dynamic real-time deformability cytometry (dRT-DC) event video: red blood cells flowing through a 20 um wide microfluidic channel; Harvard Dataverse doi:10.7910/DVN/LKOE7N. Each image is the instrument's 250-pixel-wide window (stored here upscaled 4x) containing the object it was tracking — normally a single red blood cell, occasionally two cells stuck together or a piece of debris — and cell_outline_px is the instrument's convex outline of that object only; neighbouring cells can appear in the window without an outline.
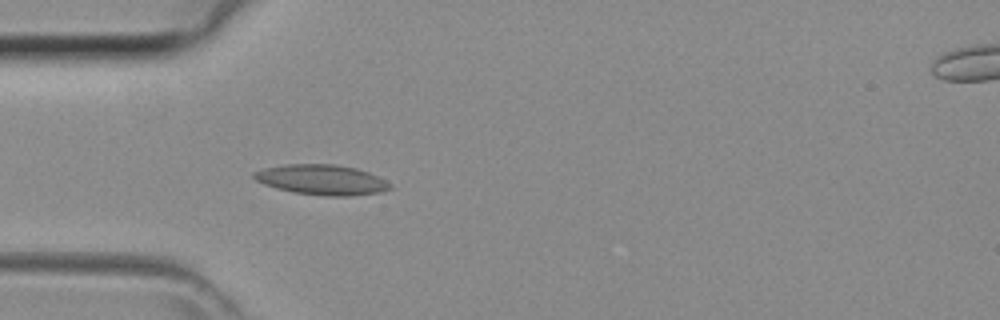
{"species": "common noctule bat (a hibernating species)", "species_latin": "Nyctalus noctula", "temperature_condition": "room temperature", "stored_images_in_passage": 43, "camera_frame_rate_fps": 3000, "um_per_image_px": 0.085, "animal": {"sex": "female", "body_mass_g": 29.2, "forearm_length_mm": 56.3}, "frame": {"image": 1, "passage_image": 13, "time_ms": 4.0, "image_size_px": [1000, 320], "cell_outline_px": [[392, 188], [380, 192], [348, 196], [324, 196], [292, 192], [276, 188], [264, 184], [256, 180], [252, 176], [252, 172], [264, 168], [288, 164], [336, 164], [356, 168], [368, 172], [392, 184]], "centroid_in_image_um": [27.33, 15.28], "position_along_channel_um": 57.7, "area_um2": 23.93}}
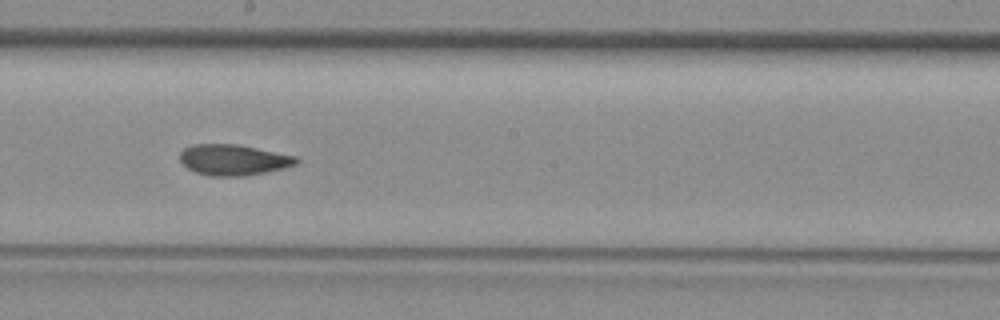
{"frame": {"image": 2, "passage_image": 24, "time_ms": 7.667, "image_size_px": [1000, 320], "cell_outline_px": [[300, 160], [296, 164], [264, 172], [244, 176], [208, 176], [196, 172], [188, 168], [180, 160], [180, 152], [184, 148], [192, 144], [236, 144], [296, 156]], "centroid_in_image_um": [19.8, 13.58], "position_along_channel_um": 228.4, "area_um2": 20.69}}
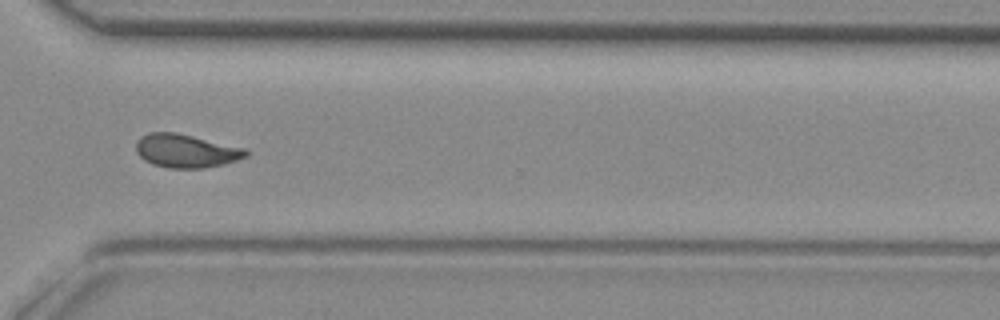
{"frame": {"image": 3, "passage_image": 32, "time_ms": 10.333, "image_size_px": [1000, 320], "cell_outline_px": [[248, 156], [224, 164], [204, 168], [172, 168], [152, 164], [144, 160], [136, 152], [136, 144], [140, 136], [152, 132], [176, 132], [244, 148], [248, 152]], "centroid_in_image_um": [15.79, 12.82], "position_along_channel_um": 354.8, "area_um2": 21.27}}